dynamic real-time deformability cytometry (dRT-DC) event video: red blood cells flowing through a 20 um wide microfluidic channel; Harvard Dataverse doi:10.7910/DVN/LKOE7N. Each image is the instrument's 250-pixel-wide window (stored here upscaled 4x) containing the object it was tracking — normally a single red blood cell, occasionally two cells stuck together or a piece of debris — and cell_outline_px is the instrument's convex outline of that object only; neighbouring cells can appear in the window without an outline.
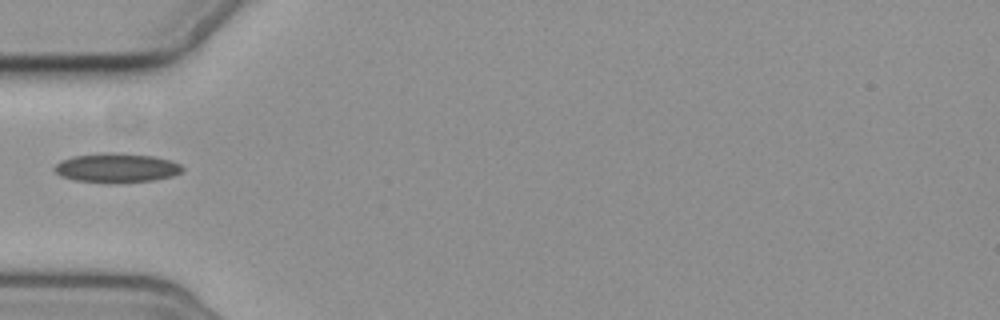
{"species": "common noctule bat (a hibernating species)", "species_latin": "Nyctalus noctula", "temperature_condition": "cold", "stored_images_in_passage": 6, "camera_frame_rate_fps": 3000, "um_per_image_px": 0.085, "animal": {"sex": "female", "body_mass_g": 19.3, "forearm_length_mm": 54.1}, "frame": {"image": 1, "passage_image": 2, "time_ms": 1.667, "image_size_px": [1000, 320], "cell_outline_px": [[184, 168], [180, 172], [172, 176], [152, 180], [76, 180], [60, 176], [52, 168], [60, 160], [72, 156], [104, 152], [116, 152], [152, 156], [172, 160], [180, 164]], "centroid_in_image_um": [9.89, 14.2], "position_along_channel_um": 75.1, "area_um2": 21.04}}
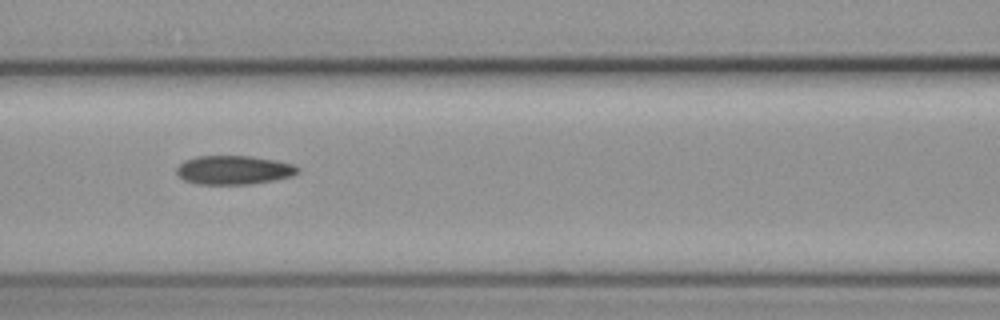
{"frame": {"image": 2, "passage_image": 4, "time_ms": 3.667, "image_size_px": [1000, 320], "cell_outline_px": [[300, 172], [292, 176], [252, 184], [200, 184], [184, 180], [176, 172], [176, 168], [184, 160], [196, 156], [252, 156], [276, 160], [292, 164], [300, 168]], "centroid_in_image_um": [19.88, 14.44], "position_along_channel_um": 146.7, "area_um2": 20.4}}
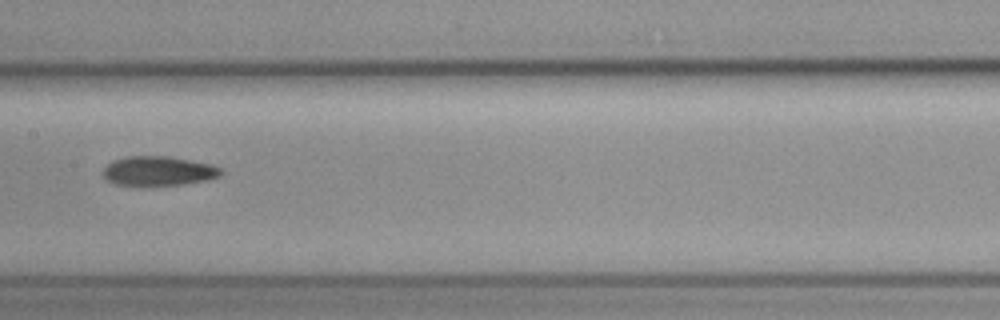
{"frame": {"image": 3, "passage_image": 5, "time_ms": 5.0, "image_size_px": [1000, 320], "cell_outline_px": [[224, 172], [220, 176], [208, 180], [184, 184], [144, 188], [140, 188], [116, 184], [104, 180], [104, 168], [112, 160], [124, 156], [168, 156], [212, 164], [220, 168]], "centroid_in_image_um": [13.44, 14.57], "position_along_channel_um": 194.0, "area_um2": 21.1}}